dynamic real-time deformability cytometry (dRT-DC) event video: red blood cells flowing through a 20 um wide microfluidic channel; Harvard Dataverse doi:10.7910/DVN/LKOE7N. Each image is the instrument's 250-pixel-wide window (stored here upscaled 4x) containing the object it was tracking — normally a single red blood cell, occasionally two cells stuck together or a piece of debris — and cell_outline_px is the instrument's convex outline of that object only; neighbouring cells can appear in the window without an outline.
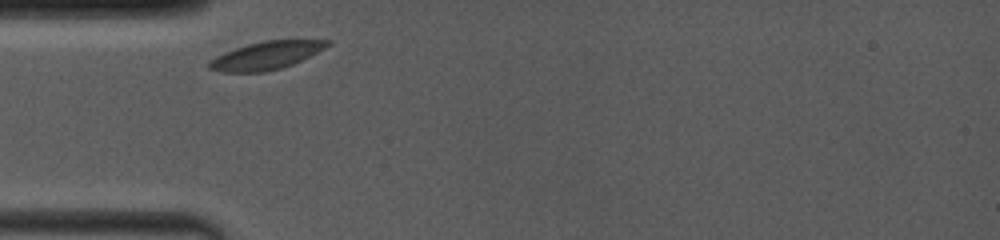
{"species": "common noctule bat (a hibernating species)", "species_latin": "Nyctalus noctula", "temperature_condition": "room temperature", "stored_images_in_passage": 19, "camera_frame_rate_fps": 4000, "um_per_image_px": 0.085, "animal": {"sex": "female", "body_mass_g": 19.0, "forearm_length_mm": 53.3}, "frame": {"image": 1, "passage_image": 1, "time_ms": 0.0, "image_size_px": [1000, 240], "cell_outline_px": [[332, 44], [292, 64], [280, 68], [264, 72], [220, 72], [208, 68], [208, 64], [216, 56], [236, 48], [248, 44], [264, 40], [332, 40]], "centroid_in_image_um": [22.62, 4.71], "position_along_channel_um": 62.4, "area_um2": 18.9}}
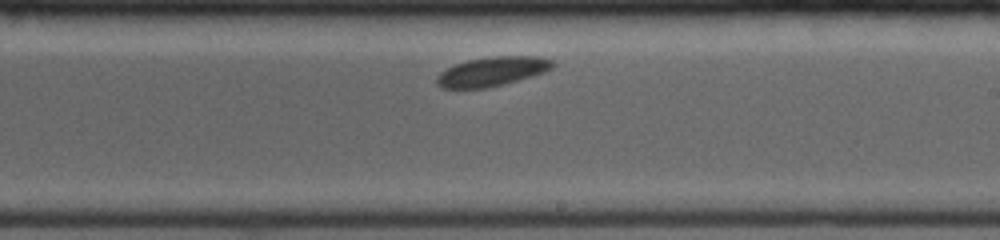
{"frame": {"image": 2, "passage_image": 11, "time_ms": 5.0, "image_size_px": [1000, 240], "cell_outline_px": [[556, 64], [552, 68], [544, 72], [532, 76], [504, 84], [488, 88], [440, 88], [436, 84], [436, 76], [440, 72], [456, 64], [468, 60], [488, 56], [540, 56], [552, 60]], "centroid_in_image_um": [41.84, 6.07], "position_along_channel_um": 247.2, "area_um2": 19.88}}
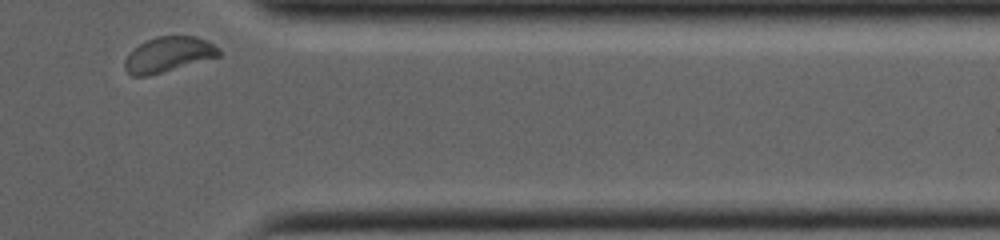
{"frame": {"image": 3, "passage_image": 19, "time_ms": 9.0, "image_size_px": [1000, 240], "cell_outline_px": [[220, 56], [148, 76], [132, 76], [124, 68], [124, 60], [140, 44], [156, 36], [196, 36], [208, 40], [220, 48]], "centroid_in_image_um": [14.35, 4.63], "position_along_channel_um": 397.1, "area_um2": 19.13}, "authors_computed_cell_mechanics": {"area_um2": 19.4786, "velocity_mm_per_s": 3.7455, "shape_relaxation_time_tau1_ms": 0.8713, "shape_relaxation_time_tau2_ms": null, "deformation_change_tau1": 0.0354, "deformation_change_tau2": null}}